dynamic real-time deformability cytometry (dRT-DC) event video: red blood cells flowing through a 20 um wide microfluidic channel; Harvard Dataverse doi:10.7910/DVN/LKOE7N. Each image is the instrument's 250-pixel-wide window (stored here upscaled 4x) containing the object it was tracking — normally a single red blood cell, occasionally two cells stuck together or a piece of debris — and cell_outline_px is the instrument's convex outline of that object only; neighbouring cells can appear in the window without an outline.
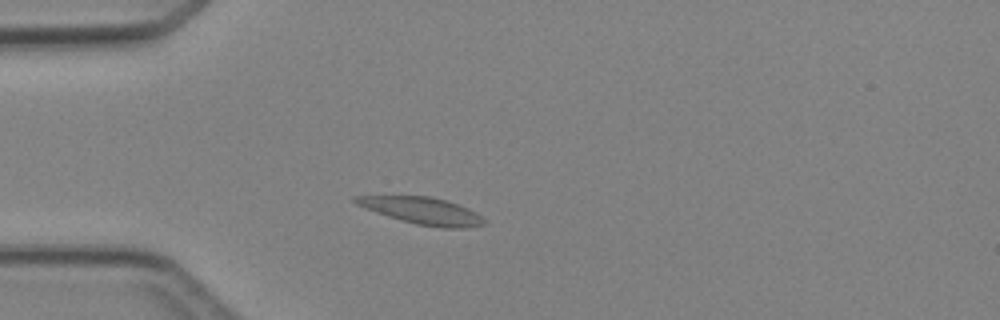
{"species": "Egyptian fruit bat (a non-hibernating species)", "species_latin": "Rousettus aegyptiacus", "temperature_condition": "cold", "stored_images_in_passage": 3, "camera_frame_rate_fps": 3000, "um_per_image_px": 0.085, "animal": {"sex": "female"}, "frame": {"image": 1, "passage_image": 3, "time_ms": 2.333, "image_size_px": [1000, 320], "cell_outline_px": [[484, 224], [464, 228], [440, 228], [416, 224], [400, 220], [364, 208], [356, 204], [352, 200], [352, 196], [432, 196], [468, 208], [476, 212], [484, 220]], "centroid_in_image_um": [35.85, 17.91], "position_along_channel_um": 49.1, "area_um2": 20.0}}